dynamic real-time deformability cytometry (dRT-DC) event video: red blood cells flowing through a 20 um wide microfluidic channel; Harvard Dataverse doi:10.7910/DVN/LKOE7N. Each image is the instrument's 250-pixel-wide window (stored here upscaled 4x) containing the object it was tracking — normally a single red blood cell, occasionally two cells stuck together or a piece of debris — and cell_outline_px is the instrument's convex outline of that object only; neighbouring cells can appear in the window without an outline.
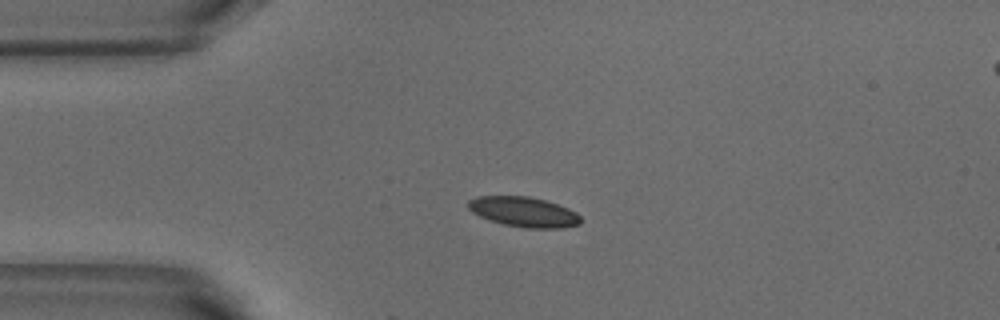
{"species": "common noctule bat (a hibernating species)", "species_latin": "Nyctalus noctula", "temperature_condition": "warm", "stored_images_in_passage": 4, "segment_of_instrument_passage": [1, 2], "camera_frame_rate_fps": 3000, "um_per_image_px": 0.085, "animal": {"sex": "male", "body_mass_g": 18.8}, "frame": {"image": 1, "passage_image": 3, "time_ms": 0.667, "image_size_px": [1000, 320], "cell_outline_px": [[580, 224], [564, 228], [524, 228], [504, 224], [480, 216], [472, 212], [468, 208], [468, 200], [476, 196], [528, 196], [544, 200], [568, 208], [576, 212], [580, 216]], "centroid_in_image_um": [44.52, 18.01], "position_along_channel_um": 40.5, "area_um2": 19.59}}